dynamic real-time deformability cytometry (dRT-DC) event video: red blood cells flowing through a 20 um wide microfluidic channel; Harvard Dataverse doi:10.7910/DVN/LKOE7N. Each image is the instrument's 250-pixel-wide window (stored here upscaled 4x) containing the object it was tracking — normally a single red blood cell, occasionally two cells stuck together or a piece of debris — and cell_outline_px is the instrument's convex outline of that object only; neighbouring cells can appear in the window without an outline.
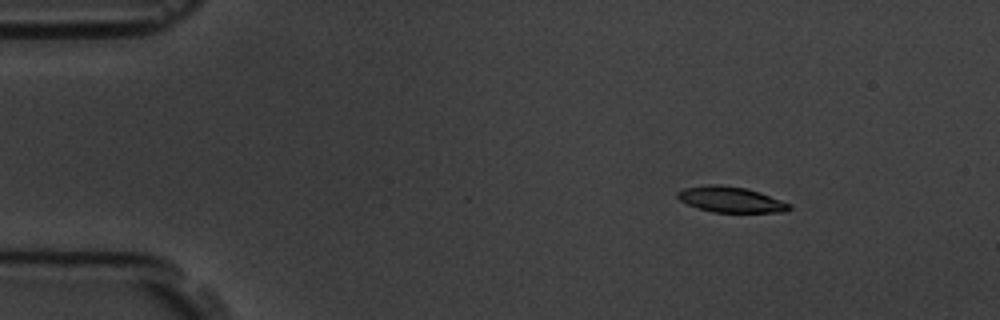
{"species": "common noctule bat (a hibernating species)", "species_latin": "Nyctalus noctula", "temperature_condition": "room temperature", "stored_images_in_passage": 5, "camera_frame_rate_fps": 3000, "um_per_image_px": 0.085, "animal": {"sex": "male", "body_mass_g": 19.5, "forearm_length_mm": 54.6}, "frame": {"image": 1, "passage_image": 3, "time_ms": 2.333, "image_size_px": [1000, 320], "cell_outline_px": [[792, 208], [788, 212], [712, 212], [688, 204], [680, 200], [676, 196], [676, 192], [684, 188], [708, 184], [720, 184], [744, 188], [760, 192], [792, 204]], "centroid_in_image_um": [62.14, 16.96], "position_along_channel_um": 22.9, "area_um2": 16.76}}